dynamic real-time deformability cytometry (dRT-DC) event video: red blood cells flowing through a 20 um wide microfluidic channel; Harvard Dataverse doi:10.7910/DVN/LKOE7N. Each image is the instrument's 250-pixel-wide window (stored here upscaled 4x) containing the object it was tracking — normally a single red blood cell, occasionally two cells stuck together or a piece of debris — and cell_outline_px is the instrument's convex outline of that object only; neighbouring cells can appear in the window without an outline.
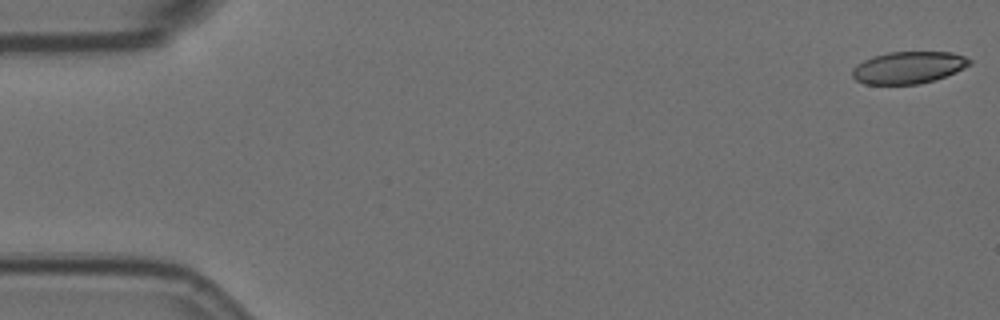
{"species": "Egyptian fruit bat (a non-hibernating species)", "species_latin": "Rousettus aegyptiacus", "temperature_condition": "room temperature", "stored_images_in_passage": 57, "camera_frame_rate_fps": 3000, "um_per_image_px": 0.085, "animal": {"sex": "female"}, "frame": {"image": 1, "passage_image": 1, "time_ms": 0.0, "image_size_px": [1000, 320], "cell_outline_px": [[972, 64], [956, 72], [936, 80], [920, 84], [864, 84], [856, 80], [852, 76], [852, 68], [856, 64], [872, 56], [888, 52], [952, 52], [964, 56], [972, 60]], "centroid_in_image_um": [77.22, 5.74], "position_along_channel_um": 7.8, "area_um2": 22.14}}
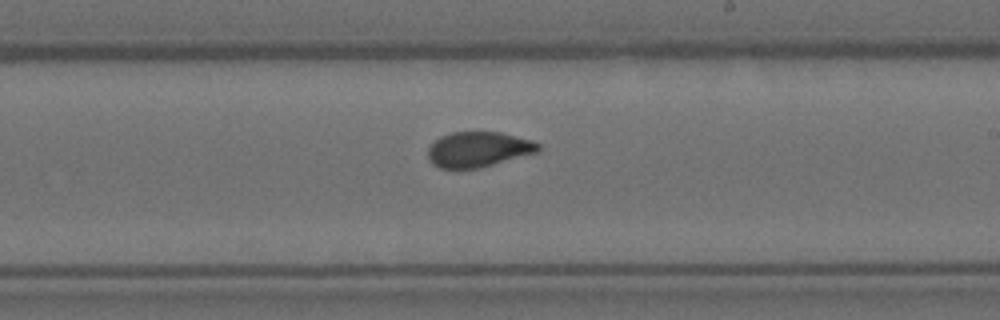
{"frame": {"image": 2, "passage_image": 33, "time_ms": 10.667, "image_size_px": [1000, 320], "cell_outline_px": [[540, 148], [536, 152], [480, 168], [440, 168], [432, 164], [428, 156], [428, 148], [440, 136], [452, 132], [500, 132], [532, 140], [540, 144]], "centroid_in_image_um": [40.64, 12.69], "position_along_channel_um": 248.4, "area_um2": 22.48}}
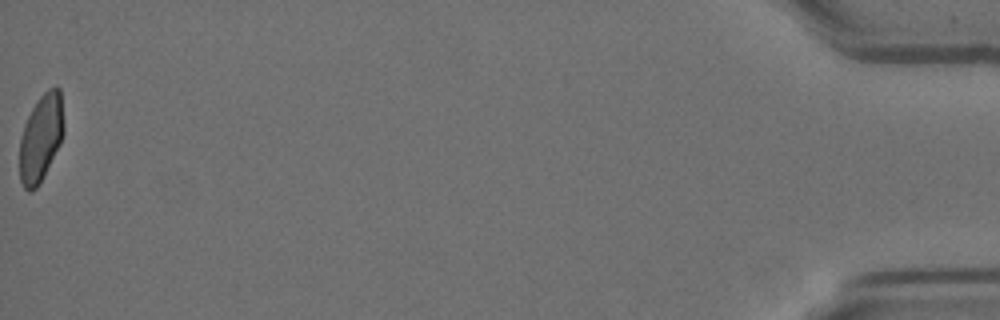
{"frame": {"image": 3, "passage_image": 57, "time_ms": 18.667, "image_size_px": [1000, 320], "cell_outline_px": [[64, 132], [60, 144], [36, 188], [32, 192], [28, 192], [24, 188], [20, 180], [20, 136], [24, 124], [32, 108], [40, 96], [48, 88], [56, 84], [60, 88], [64, 124]], "centroid_in_image_um": [3.48, 11.67], "position_along_channel_um": 431.7, "area_um2": 22.43}, "authors_computed_cell_mechanics": {"area_um2": 23.12, "velocity_mm_per_s": 3.5714, "shape_relaxation_time_tau1_ms": 3.6381, "shape_relaxation_time_tau2_ms": 0.722, "deformation_change_tau1": 0.1353, "deformation_change_tau2": 0.0505}}